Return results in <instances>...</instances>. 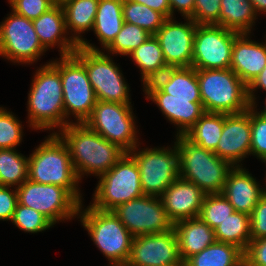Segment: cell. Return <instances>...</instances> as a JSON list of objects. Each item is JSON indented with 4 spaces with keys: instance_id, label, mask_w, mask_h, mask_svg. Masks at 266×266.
<instances>
[{
    "instance_id": "f35d334b",
    "label": "cell",
    "mask_w": 266,
    "mask_h": 266,
    "mask_svg": "<svg viewBox=\"0 0 266 266\" xmlns=\"http://www.w3.org/2000/svg\"><path fill=\"white\" fill-rule=\"evenodd\" d=\"M256 107V103L251 104L250 154L264 162L266 160V118L257 113Z\"/></svg>"
},
{
    "instance_id": "603a6c76",
    "label": "cell",
    "mask_w": 266,
    "mask_h": 266,
    "mask_svg": "<svg viewBox=\"0 0 266 266\" xmlns=\"http://www.w3.org/2000/svg\"><path fill=\"white\" fill-rule=\"evenodd\" d=\"M249 33H239L233 43L230 68L248 86L266 66V42L249 40Z\"/></svg>"
},
{
    "instance_id": "ba28073f",
    "label": "cell",
    "mask_w": 266,
    "mask_h": 266,
    "mask_svg": "<svg viewBox=\"0 0 266 266\" xmlns=\"http://www.w3.org/2000/svg\"><path fill=\"white\" fill-rule=\"evenodd\" d=\"M91 207L112 211L120 204L144 195L139 167L134 158L125 153L108 171L99 176Z\"/></svg>"
},
{
    "instance_id": "bcb514c9",
    "label": "cell",
    "mask_w": 266,
    "mask_h": 266,
    "mask_svg": "<svg viewBox=\"0 0 266 266\" xmlns=\"http://www.w3.org/2000/svg\"><path fill=\"white\" fill-rule=\"evenodd\" d=\"M135 3L145 4L149 8L161 13L166 19L171 18L170 4L168 0H130Z\"/></svg>"
},
{
    "instance_id": "9c48e42d",
    "label": "cell",
    "mask_w": 266,
    "mask_h": 266,
    "mask_svg": "<svg viewBox=\"0 0 266 266\" xmlns=\"http://www.w3.org/2000/svg\"><path fill=\"white\" fill-rule=\"evenodd\" d=\"M50 61L60 72L65 119L73 114L76 123H84L91 115L97 98L84 65L72 54Z\"/></svg>"
},
{
    "instance_id": "681fc988",
    "label": "cell",
    "mask_w": 266,
    "mask_h": 266,
    "mask_svg": "<svg viewBox=\"0 0 266 266\" xmlns=\"http://www.w3.org/2000/svg\"><path fill=\"white\" fill-rule=\"evenodd\" d=\"M68 1L70 0H53L54 4L60 5V6L64 5Z\"/></svg>"
},
{
    "instance_id": "7402d4cb",
    "label": "cell",
    "mask_w": 266,
    "mask_h": 266,
    "mask_svg": "<svg viewBox=\"0 0 266 266\" xmlns=\"http://www.w3.org/2000/svg\"><path fill=\"white\" fill-rule=\"evenodd\" d=\"M32 21L38 39L46 50L58 45L60 56L72 55L77 50L78 45L75 41L71 37H66L68 34L62 6L55 4Z\"/></svg>"
},
{
    "instance_id": "1f68e13d",
    "label": "cell",
    "mask_w": 266,
    "mask_h": 266,
    "mask_svg": "<svg viewBox=\"0 0 266 266\" xmlns=\"http://www.w3.org/2000/svg\"><path fill=\"white\" fill-rule=\"evenodd\" d=\"M250 215L235 211L214 229L217 242L230 243L245 251L251 241Z\"/></svg>"
},
{
    "instance_id": "7bdbcfd3",
    "label": "cell",
    "mask_w": 266,
    "mask_h": 266,
    "mask_svg": "<svg viewBox=\"0 0 266 266\" xmlns=\"http://www.w3.org/2000/svg\"><path fill=\"white\" fill-rule=\"evenodd\" d=\"M10 188L0 185V220L3 221H11L18 204L17 190H11Z\"/></svg>"
},
{
    "instance_id": "44dd1931",
    "label": "cell",
    "mask_w": 266,
    "mask_h": 266,
    "mask_svg": "<svg viewBox=\"0 0 266 266\" xmlns=\"http://www.w3.org/2000/svg\"><path fill=\"white\" fill-rule=\"evenodd\" d=\"M266 192L245 168L233 166L226 177L222 195L231 203L234 210L250 215Z\"/></svg>"
},
{
    "instance_id": "f907efd6",
    "label": "cell",
    "mask_w": 266,
    "mask_h": 266,
    "mask_svg": "<svg viewBox=\"0 0 266 266\" xmlns=\"http://www.w3.org/2000/svg\"><path fill=\"white\" fill-rule=\"evenodd\" d=\"M260 114L262 117L266 118V100H265V108L261 112H257Z\"/></svg>"
},
{
    "instance_id": "60d3db41",
    "label": "cell",
    "mask_w": 266,
    "mask_h": 266,
    "mask_svg": "<svg viewBox=\"0 0 266 266\" xmlns=\"http://www.w3.org/2000/svg\"><path fill=\"white\" fill-rule=\"evenodd\" d=\"M12 11L33 20L51 9L55 4L53 0H8Z\"/></svg>"
},
{
    "instance_id": "ee69618b",
    "label": "cell",
    "mask_w": 266,
    "mask_h": 266,
    "mask_svg": "<svg viewBox=\"0 0 266 266\" xmlns=\"http://www.w3.org/2000/svg\"><path fill=\"white\" fill-rule=\"evenodd\" d=\"M244 260L251 266H266V238L251 240L244 251Z\"/></svg>"
},
{
    "instance_id": "8fae6325",
    "label": "cell",
    "mask_w": 266,
    "mask_h": 266,
    "mask_svg": "<svg viewBox=\"0 0 266 266\" xmlns=\"http://www.w3.org/2000/svg\"><path fill=\"white\" fill-rule=\"evenodd\" d=\"M136 146L129 154L136 161L144 195L160 197L180 177L179 151L177 146L146 148L137 151Z\"/></svg>"
},
{
    "instance_id": "b9f144b4",
    "label": "cell",
    "mask_w": 266,
    "mask_h": 266,
    "mask_svg": "<svg viewBox=\"0 0 266 266\" xmlns=\"http://www.w3.org/2000/svg\"><path fill=\"white\" fill-rule=\"evenodd\" d=\"M251 240L266 238V192L250 214Z\"/></svg>"
},
{
    "instance_id": "4fadbf2b",
    "label": "cell",
    "mask_w": 266,
    "mask_h": 266,
    "mask_svg": "<svg viewBox=\"0 0 266 266\" xmlns=\"http://www.w3.org/2000/svg\"><path fill=\"white\" fill-rule=\"evenodd\" d=\"M0 24V56L14 63L32 64L47 51L32 20L12 11Z\"/></svg>"
},
{
    "instance_id": "2e32d148",
    "label": "cell",
    "mask_w": 266,
    "mask_h": 266,
    "mask_svg": "<svg viewBox=\"0 0 266 266\" xmlns=\"http://www.w3.org/2000/svg\"><path fill=\"white\" fill-rule=\"evenodd\" d=\"M184 264L174 228L167 232L135 236L125 266H174Z\"/></svg>"
},
{
    "instance_id": "ffe728a7",
    "label": "cell",
    "mask_w": 266,
    "mask_h": 266,
    "mask_svg": "<svg viewBox=\"0 0 266 266\" xmlns=\"http://www.w3.org/2000/svg\"><path fill=\"white\" fill-rule=\"evenodd\" d=\"M206 193L196 184L178 177L162 193L160 199L169 219L174 223L199 216Z\"/></svg>"
},
{
    "instance_id": "816d5d0a",
    "label": "cell",
    "mask_w": 266,
    "mask_h": 266,
    "mask_svg": "<svg viewBox=\"0 0 266 266\" xmlns=\"http://www.w3.org/2000/svg\"><path fill=\"white\" fill-rule=\"evenodd\" d=\"M238 266H251L247 261L243 260Z\"/></svg>"
},
{
    "instance_id": "d6986e66",
    "label": "cell",
    "mask_w": 266,
    "mask_h": 266,
    "mask_svg": "<svg viewBox=\"0 0 266 266\" xmlns=\"http://www.w3.org/2000/svg\"><path fill=\"white\" fill-rule=\"evenodd\" d=\"M143 88L146 99L155 102L164 116L178 126L177 134H185L205 113L201 99L166 98L152 81Z\"/></svg>"
},
{
    "instance_id": "4316f807",
    "label": "cell",
    "mask_w": 266,
    "mask_h": 266,
    "mask_svg": "<svg viewBox=\"0 0 266 266\" xmlns=\"http://www.w3.org/2000/svg\"><path fill=\"white\" fill-rule=\"evenodd\" d=\"M99 0H70L62 5L67 33L71 30V38L79 46L85 39L81 33L93 30ZM75 34V35H74Z\"/></svg>"
},
{
    "instance_id": "6da1fadb",
    "label": "cell",
    "mask_w": 266,
    "mask_h": 266,
    "mask_svg": "<svg viewBox=\"0 0 266 266\" xmlns=\"http://www.w3.org/2000/svg\"><path fill=\"white\" fill-rule=\"evenodd\" d=\"M59 132L54 133L67 146L79 181L85 173L101 176L108 172L126 153L118 145L90 129L85 123L70 121Z\"/></svg>"
},
{
    "instance_id": "cb8c5ba5",
    "label": "cell",
    "mask_w": 266,
    "mask_h": 266,
    "mask_svg": "<svg viewBox=\"0 0 266 266\" xmlns=\"http://www.w3.org/2000/svg\"><path fill=\"white\" fill-rule=\"evenodd\" d=\"M183 263L216 242L214 230L199 217L184 219L174 223Z\"/></svg>"
},
{
    "instance_id": "ac0fdd59",
    "label": "cell",
    "mask_w": 266,
    "mask_h": 266,
    "mask_svg": "<svg viewBox=\"0 0 266 266\" xmlns=\"http://www.w3.org/2000/svg\"><path fill=\"white\" fill-rule=\"evenodd\" d=\"M251 149V107L241 113L224 114V127L214 153L239 166Z\"/></svg>"
},
{
    "instance_id": "f6af8a7d",
    "label": "cell",
    "mask_w": 266,
    "mask_h": 266,
    "mask_svg": "<svg viewBox=\"0 0 266 266\" xmlns=\"http://www.w3.org/2000/svg\"><path fill=\"white\" fill-rule=\"evenodd\" d=\"M171 10V18L173 17L174 10L179 11L184 18H189L194 12L195 0H168Z\"/></svg>"
},
{
    "instance_id": "f546056e",
    "label": "cell",
    "mask_w": 266,
    "mask_h": 266,
    "mask_svg": "<svg viewBox=\"0 0 266 266\" xmlns=\"http://www.w3.org/2000/svg\"><path fill=\"white\" fill-rule=\"evenodd\" d=\"M220 5V26L239 33H251L257 15L249 0H221Z\"/></svg>"
},
{
    "instance_id": "f1b7e54d",
    "label": "cell",
    "mask_w": 266,
    "mask_h": 266,
    "mask_svg": "<svg viewBox=\"0 0 266 266\" xmlns=\"http://www.w3.org/2000/svg\"><path fill=\"white\" fill-rule=\"evenodd\" d=\"M244 260V251L230 243L215 242L189 257L185 266H238Z\"/></svg>"
},
{
    "instance_id": "277c9868",
    "label": "cell",
    "mask_w": 266,
    "mask_h": 266,
    "mask_svg": "<svg viewBox=\"0 0 266 266\" xmlns=\"http://www.w3.org/2000/svg\"><path fill=\"white\" fill-rule=\"evenodd\" d=\"M176 137L174 143L179 151L180 177L193 182L206 194L222 193L227 174L233 166L185 134Z\"/></svg>"
},
{
    "instance_id": "d4e9b609",
    "label": "cell",
    "mask_w": 266,
    "mask_h": 266,
    "mask_svg": "<svg viewBox=\"0 0 266 266\" xmlns=\"http://www.w3.org/2000/svg\"><path fill=\"white\" fill-rule=\"evenodd\" d=\"M166 98L201 99L196 69L191 67L168 68L152 81Z\"/></svg>"
},
{
    "instance_id": "8992f818",
    "label": "cell",
    "mask_w": 266,
    "mask_h": 266,
    "mask_svg": "<svg viewBox=\"0 0 266 266\" xmlns=\"http://www.w3.org/2000/svg\"><path fill=\"white\" fill-rule=\"evenodd\" d=\"M82 208L81 203L78 215L95 245L111 266H125L134 236L112 211H100L91 206L82 211Z\"/></svg>"
},
{
    "instance_id": "7c38bea8",
    "label": "cell",
    "mask_w": 266,
    "mask_h": 266,
    "mask_svg": "<svg viewBox=\"0 0 266 266\" xmlns=\"http://www.w3.org/2000/svg\"><path fill=\"white\" fill-rule=\"evenodd\" d=\"M16 190L20 205L40 212L53 224L78 216L80 203L61 186L27 179Z\"/></svg>"
},
{
    "instance_id": "83f0119b",
    "label": "cell",
    "mask_w": 266,
    "mask_h": 266,
    "mask_svg": "<svg viewBox=\"0 0 266 266\" xmlns=\"http://www.w3.org/2000/svg\"><path fill=\"white\" fill-rule=\"evenodd\" d=\"M129 55L140 68L143 85L161 76L169 68L155 35H151Z\"/></svg>"
},
{
    "instance_id": "4dcf8cb0",
    "label": "cell",
    "mask_w": 266,
    "mask_h": 266,
    "mask_svg": "<svg viewBox=\"0 0 266 266\" xmlns=\"http://www.w3.org/2000/svg\"><path fill=\"white\" fill-rule=\"evenodd\" d=\"M224 127V113L205 112L200 119L185 133L200 147L215 151Z\"/></svg>"
},
{
    "instance_id": "74e56055",
    "label": "cell",
    "mask_w": 266,
    "mask_h": 266,
    "mask_svg": "<svg viewBox=\"0 0 266 266\" xmlns=\"http://www.w3.org/2000/svg\"><path fill=\"white\" fill-rule=\"evenodd\" d=\"M22 128L14 113L0 107V149H15L21 143Z\"/></svg>"
},
{
    "instance_id": "7a4b0ae2",
    "label": "cell",
    "mask_w": 266,
    "mask_h": 266,
    "mask_svg": "<svg viewBox=\"0 0 266 266\" xmlns=\"http://www.w3.org/2000/svg\"><path fill=\"white\" fill-rule=\"evenodd\" d=\"M27 102L28 123L33 129H62L70 123L65 120L60 72L51 62L37 69Z\"/></svg>"
},
{
    "instance_id": "8d00e7d4",
    "label": "cell",
    "mask_w": 266,
    "mask_h": 266,
    "mask_svg": "<svg viewBox=\"0 0 266 266\" xmlns=\"http://www.w3.org/2000/svg\"><path fill=\"white\" fill-rule=\"evenodd\" d=\"M11 222L16 225L20 230L28 233L42 232L50 227H53V223L40 212L34 209L20 205L16 206L13 213Z\"/></svg>"
},
{
    "instance_id": "30bf717a",
    "label": "cell",
    "mask_w": 266,
    "mask_h": 266,
    "mask_svg": "<svg viewBox=\"0 0 266 266\" xmlns=\"http://www.w3.org/2000/svg\"><path fill=\"white\" fill-rule=\"evenodd\" d=\"M133 114L130 104L97 100L90 117L84 123L103 138L129 153L139 146Z\"/></svg>"
},
{
    "instance_id": "52a82bcc",
    "label": "cell",
    "mask_w": 266,
    "mask_h": 266,
    "mask_svg": "<svg viewBox=\"0 0 266 266\" xmlns=\"http://www.w3.org/2000/svg\"><path fill=\"white\" fill-rule=\"evenodd\" d=\"M73 55L84 65L97 100L131 104L129 86L108 54L84 40Z\"/></svg>"
},
{
    "instance_id": "ab89813d",
    "label": "cell",
    "mask_w": 266,
    "mask_h": 266,
    "mask_svg": "<svg viewBox=\"0 0 266 266\" xmlns=\"http://www.w3.org/2000/svg\"><path fill=\"white\" fill-rule=\"evenodd\" d=\"M221 0H195L194 12L189 17L197 25H219Z\"/></svg>"
},
{
    "instance_id": "5bb4252c",
    "label": "cell",
    "mask_w": 266,
    "mask_h": 266,
    "mask_svg": "<svg viewBox=\"0 0 266 266\" xmlns=\"http://www.w3.org/2000/svg\"><path fill=\"white\" fill-rule=\"evenodd\" d=\"M239 32L216 24L197 25L193 43L192 67L228 69L235 37Z\"/></svg>"
},
{
    "instance_id": "c3c4849f",
    "label": "cell",
    "mask_w": 266,
    "mask_h": 266,
    "mask_svg": "<svg viewBox=\"0 0 266 266\" xmlns=\"http://www.w3.org/2000/svg\"><path fill=\"white\" fill-rule=\"evenodd\" d=\"M252 4V7L256 13V15L259 12H266V0H249Z\"/></svg>"
},
{
    "instance_id": "e0dca14e",
    "label": "cell",
    "mask_w": 266,
    "mask_h": 266,
    "mask_svg": "<svg viewBox=\"0 0 266 266\" xmlns=\"http://www.w3.org/2000/svg\"><path fill=\"white\" fill-rule=\"evenodd\" d=\"M178 23L173 18L166 19L154 34L158 39L165 62L169 68L191 67L193 43L197 24L190 18Z\"/></svg>"
},
{
    "instance_id": "9a60e30c",
    "label": "cell",
    "mask_w": 266,
    "mask_h": 266,
    "mask_svg": "<svg viewBox=\"0 0 266 266\" xmlns=\"http://www.w3.org/2000/svg\"><path fill=\"white\" fill-rule=\"evenodd\" d=\"M112 213L134 237L167 232L174 227L160 197L143 195L120 204Z\"/></svg>"
},
{
    "instance_id": "3957f363",
    "label": "cell",
    "mask_w": 266,
    "mask_h": 266,
    "mask_svg": "<svg viewBox=\"0 0 266 266\" xmlns=\"http://www.w3.org/2000/svg\"><path fill=\"white\" fill-rule=\"evenodd\" d=\"M28 179L40 184L65 188L80 204L79 179L74 171L67 146L51 133L29 156Z\"/></svg>"
},
{
    "instance_id": "e575fe53",
    "label": "cell",
    "mask_w": 266,
    "mask_h": 266,
    "mask_svg": "<svg viewBox=\"0 0 266 266\" xmlns=\"http://www.w3.org/2000/svg\"><path fill=\"white\" fill-rule=\"evenodd\" d=\"M234 212L222 193L206 194L198 217L214 230Z\"/></svg>"
},
{
    "instance_id": "836d02e7",
    "label": "cell",
    "mask_w": 266,
    "mask_h": 266,
    "mask_svg": "<svg viewBox=\"0 0 266 266\" xmlns=\"http://www.w3.org/2000/svg\"><path fill=\"white\" fill-rule=\"evenodd\" d=\"M122 12L124 22L137 25L152 35L159 30L166 20L161 13L154 11L145 4L130 0H123Z\"/></svg>"
},
{
    "instance_id": "d6a6232c",
    "label": "cell",
    "mask_w": 266,
    "mask_h": 266,
    "mask_svg": "<svg viewBox=\"0 0 266 266\" xmlns=\"http://www.w3.org/2000/svg\"><path fill=\"white\" fill-rule=\"evenodd\" d=\"M28 162L16 149H0V185L19 187L28 179Z\"/></svg>"
},
{
    "instance_id": "5b68a950",
    "label": "cell",
    "mask_w": 266,
    "mask_h": 266,
    "mask_svg": "<svg viewBox=\"0 0 266 266\" xmlns=\"http://www.w3.org/2000/svg\"><path fill=\"white\" fill-rule=\"evenodd\" d=\"M207 113L235 114L248 110L247 85L231 69H196Z\"/></svg>"
},
{
    "instance_id": "d590c367",
    "label": "cell",
    "mask_w": 266,
    "mask_h": 266,
    "mask_svg": "<svg viewBox=\"0 0 266 266\" xmlns=\"http://www.w3.org/2000/svg\"><path fill=\"white\" fill-rule=\"evenodd\" d=\"M152 34L137 25L124 22L120 32L106 50L113 55L129 56V54L143 44Z\"/></svg>"
},
{
    "instance_id": "7dc6e473",
    "label": "cell",
    "mask_w": 266,
    "mask_h": 266,
    "mask_svg": "<svg viewBox=\"0 0 266 266\" xmlns=\"http://www.w3.org/2000/svg\"><path fill=\"white\" fill-rule=\"evenodd\" d=\"M258 88L266 90V66L262 69L259 75L247 86L248 100L250 104H255L254 91Z\"/></svg>"
},
{
    "instance_id": "484cf974",
    "label": "cell",
    "mask_w": 266,
    "mask_h": 266,
    "mask_svg": "<svg viewBox=\"0 0 266 266\" xmlns=\"http://www.w3.org/2000/svg\"><path fill=\"white\" fill-rule=\"evenodd\" d=\"M123 0H99L93 31L106 49L120 32L123 24Z\"/></svg>"
}]
</instances>
